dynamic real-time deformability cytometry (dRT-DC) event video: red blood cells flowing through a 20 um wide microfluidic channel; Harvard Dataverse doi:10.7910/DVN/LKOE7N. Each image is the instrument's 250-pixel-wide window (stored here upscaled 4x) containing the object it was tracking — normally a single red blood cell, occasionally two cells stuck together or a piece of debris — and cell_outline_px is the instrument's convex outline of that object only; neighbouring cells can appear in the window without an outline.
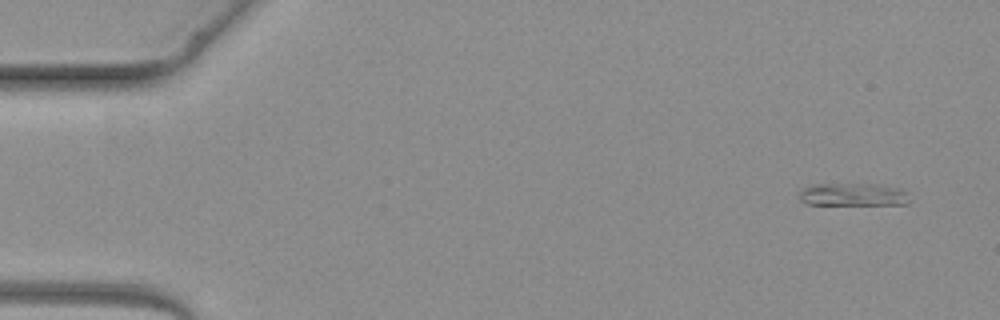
{"species": "common noctule bat (a hibernating species)", "species_latin": "Nyctalus noctula", "temperature_condition": "warm", "stored_images_in_passage": 3, "camera_frame_rate_fps": 3000, "um_per_image_px": 0.085, "animal": {"sex": "female", "body_mass_g": 19.3, "forearm_length_mm": 54.1}, "frame": {"image": 1, "passage_image": 1, "time_ms": 0.0, "image_size_px": [1000, 320], "cell_outline_px": [[908, 204], [804, 204], [800, 200], [800, 188], [812, 184], [884, 184], [900, 188], [904, 192], [908, 200]], "centroid_in_image_um": [72.45, 16.52], "position_along_channel_um": 12.6, "area_um2": 14.62}}